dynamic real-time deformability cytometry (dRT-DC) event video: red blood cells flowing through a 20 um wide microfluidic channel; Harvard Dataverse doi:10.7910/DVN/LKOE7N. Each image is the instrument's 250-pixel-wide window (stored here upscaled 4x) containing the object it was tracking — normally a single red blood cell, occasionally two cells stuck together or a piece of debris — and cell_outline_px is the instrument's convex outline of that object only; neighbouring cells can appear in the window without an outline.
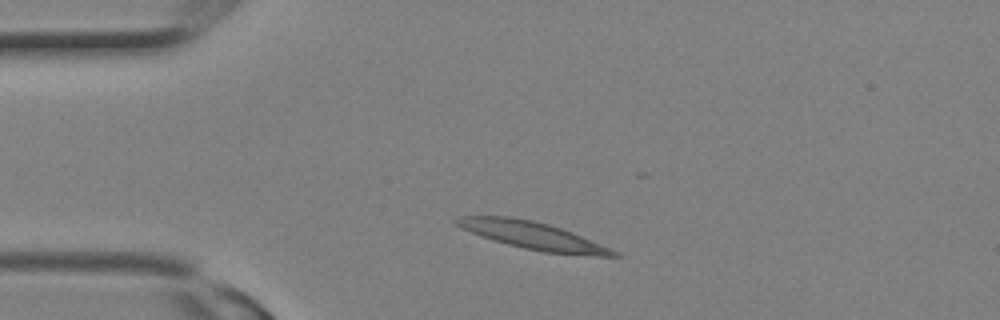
{"species": "Egyptian fruit bat (a non-hibernating species)", "species_latin": "Rousettus aegyptiacus", "temperature_condition": "room temperature", "stored_images_in_passage": 1, "camera_frame_rate_fps": 3000, "um_per_image_px": 0.085, "animal": {"sex": "female"}, "frame": {"image": 1, "passage_image": 1, "time_ms": 0.0, "image_size_px": [1000, 320], "cell_outline_px": [[624, 256], [600, 256], [544, 252], [524, 248], [508, 244], [480, 236], [456, 224], [452, 220], [460, 216], [512, 216], [532, 220], [548, 224], [572, 232], [600, 244]], "centroid_in_image_um": [45.25, 20.01], "position_along_channel_um": 39.7, "area_um2": 24.62}}